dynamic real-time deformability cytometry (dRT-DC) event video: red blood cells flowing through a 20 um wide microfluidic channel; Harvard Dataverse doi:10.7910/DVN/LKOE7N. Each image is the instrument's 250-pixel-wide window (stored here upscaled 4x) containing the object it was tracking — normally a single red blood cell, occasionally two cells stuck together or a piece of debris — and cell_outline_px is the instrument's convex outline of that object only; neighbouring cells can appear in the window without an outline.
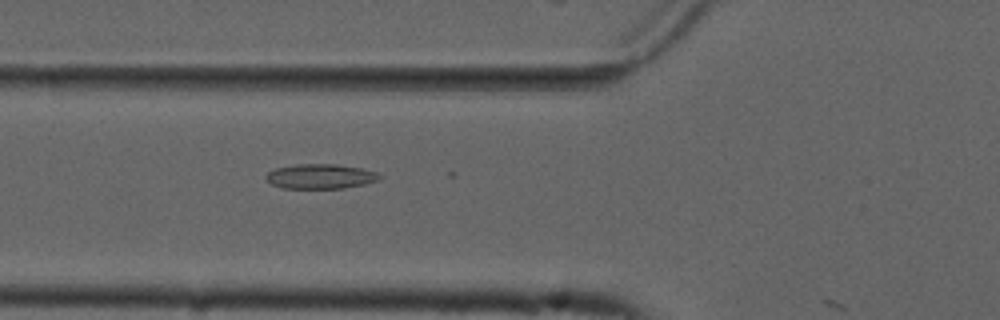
{"species": "common noctule bat (a hibernating species)", "species_latin": "Nyctalus noctula", "temperature_condition": "cold", "stored_images_in_passage": 18, "camera_frame_rate_fps": 3000, "um_per_image_px": 0.085, "animal": {"sex": "male", "forearm_length_mm": 52.5}, "frame": {"image": 1, "passage_image": 17, "time_ms": 5.333, "image_size_px": [1000, 320], "cell_outline_px": [[380, 180], [364, 184], [344, 188], [280, 188], [272, 184], [264, 176], [268, 172], [276, 168], [296, 164], [336, 164], [360, 168], [376, 172], [380, 176]], "centroid_in_image_um": [27.22, 14.99], "position_along_channel_um": 98.6, "area_um2": 16.3}}